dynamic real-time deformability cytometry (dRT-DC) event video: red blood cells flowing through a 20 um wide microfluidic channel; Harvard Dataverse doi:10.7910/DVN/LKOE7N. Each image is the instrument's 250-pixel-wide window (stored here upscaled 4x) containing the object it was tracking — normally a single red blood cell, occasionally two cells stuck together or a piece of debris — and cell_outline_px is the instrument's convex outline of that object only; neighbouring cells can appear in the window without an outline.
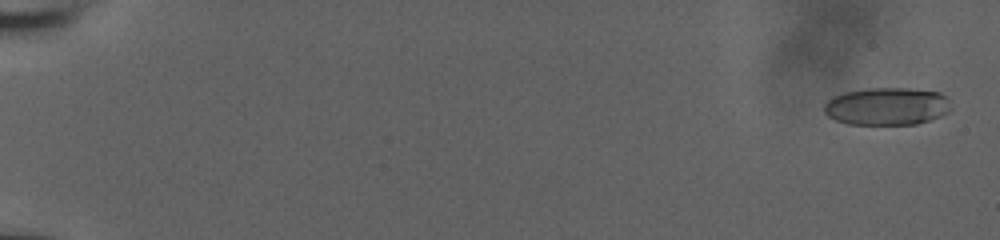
{"species": "human", "species_latin": "Homo sapiens", "temperature_condition": "room temperature", "stored_images_in_passage": 57, "camera_frame_rate_fps": 3000, "um_per_image_px": 0.085, "donor": {"sex": "male"}, "frame": {"image": 1, "passage_image": 2, "time_ms": 0.333, "image_size_px": [1000, 240], "cell_outline_px": [[952, 108], [948, 112], [940, 116], [916, 124], [848, 124], [836, 120], [828, 116], [824, 112], [824, 104], [832, 96], [844, 92], [868, 88], [908, 88], [940, 92], [948, 96]], "centroid_in_image_um": [75.4, 9.02], "position_along_channel_um": 9.6, "area_um2": 28.03}}
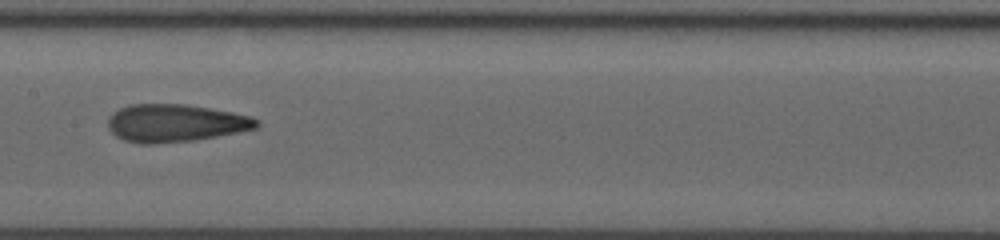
{"frame": {"image": 2, "passage_image": 32, "time_ms": 10.333, "image_size_px": [1000, 240], "cell_outline_px": [[260, 124], [256, 128], [240, 132], [192, 140], [152, 144], [140, 144], [124, 140], [116, 136], [108, 128], [108, 116], [112, 112], [128, 104], [184, 104], [232, 112], [248, 116], [260, 120]], "centroid_in_image_um": [14.87, 10.46], "position_along_channel_um": 192.5, "area_um2": 32.66}}
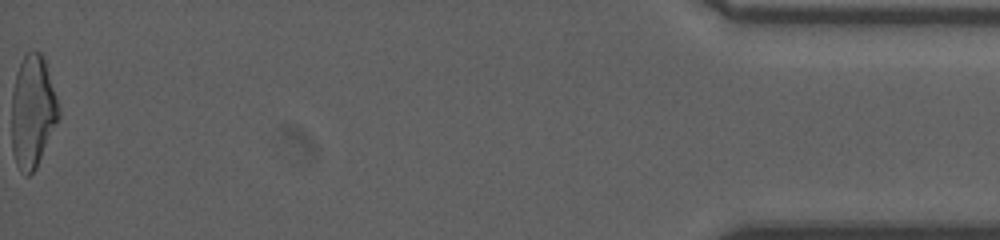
{"frame": {"image": 3, "passage_image": 57, "time_ms": 18.667, "image_size_px": [1000, 240], "cell_outline_px": [[60, 116], [36, 168], [28, 176], [24, 176], [20, 172], [16, 164], [12, 152], [12, 92], [16, 72], [24, 56], [32, 48], [40, 52], [44, 56], [60, 108]], "centroid_in_image_um": [2.77, 9.47], "position_along_channel_um": 432.4, "area_um2": 31.1}, "authors_computed_cell_mechanics": {"area_um2": 31.0386, "velocity_mm_per_s": 3.958, "shape_relaxation_time_tau1_ms": 9.1902, "shape_relaxation_time_tau2_ms": 1.6496, "deformation_change_tau1": 0.283, "deformation_change_tau2": 0.1064}}